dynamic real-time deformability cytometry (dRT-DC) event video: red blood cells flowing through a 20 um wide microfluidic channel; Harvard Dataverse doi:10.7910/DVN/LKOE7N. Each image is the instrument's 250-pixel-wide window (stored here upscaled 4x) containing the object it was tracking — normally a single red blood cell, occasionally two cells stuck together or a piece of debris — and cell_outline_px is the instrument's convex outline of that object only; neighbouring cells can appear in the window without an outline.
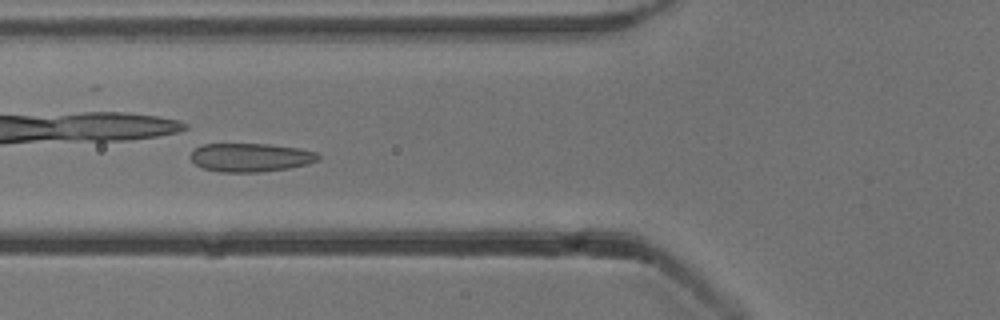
{"species": "common noctule bat (a hibernating species)", "species_latin": "Nyctalus noctula", "temperature_condition": "cold", "stored_images_in_passage": 29, "camera_frame_rate_fps": 3000, "um_per_image_px": 0.085, "animal": {"sex": "male", "body_mass_g": 13.3}, "frame": {"image": 1, "passage_image": 20, "time_ms": 6.333, "image_size_px": [1000, 320], "cell_outline_px": [[320, 160], [308, 164], [288, 168], [260, 172], [220, 172], [204, 168], [196, 164], [192, 160], [192, 152], [196, 148], [204, 144], [268, 144], [300, 148], [316, 152], [320, 156]], "centroid_in_image_um": [21.35, 13.38], "position_along_channel_um": 104.4, "area_um2": 21.15}}